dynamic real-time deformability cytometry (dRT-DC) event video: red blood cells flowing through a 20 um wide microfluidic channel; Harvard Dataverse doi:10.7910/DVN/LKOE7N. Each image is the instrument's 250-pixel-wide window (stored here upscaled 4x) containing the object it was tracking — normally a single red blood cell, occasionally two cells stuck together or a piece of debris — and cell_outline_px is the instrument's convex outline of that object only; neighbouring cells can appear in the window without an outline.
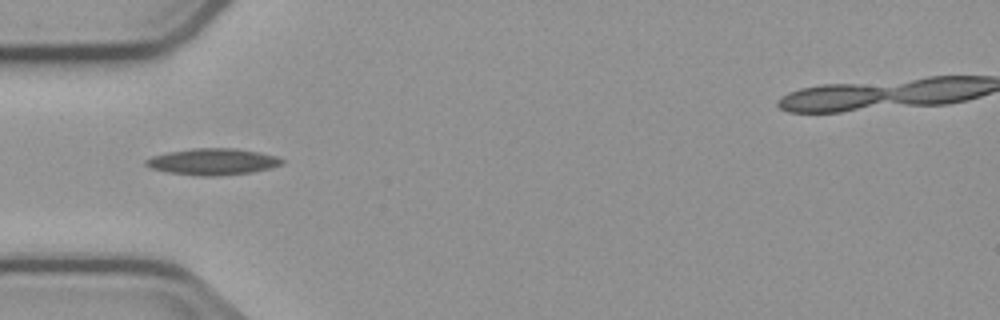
{"species": "common noctule bat (a hibernating species)", "species_latin": "Nyctalus noctula", "temperature_condition": "cold", "stored_images_in_passage": 6, "camera_frame_rate_fps": 3000, "um_per_image_px": 0.085, "animal": {"sex": "male", "body_mass_g": 23.1, "forearm_length_mm": 52.7}, "frame": {"image": 1, "passage_image": 4, "time_ms": 3.667, "image_size_px": [1000, 320], "cell_outline_px": [[284, 164], [272, 168], [252, 172], [220, 176], [200, 176], [168, 172], [152, 168], [144, 164], [144, 160], [152, 156], [168, 152], [192, 148], [236, 148], [260, 152], [276, 156], [284, 160]], "centroid_in_image_um": [18.12, 13.74], "position_along_channel_um": 66.9, "area_um2": 21.15}}
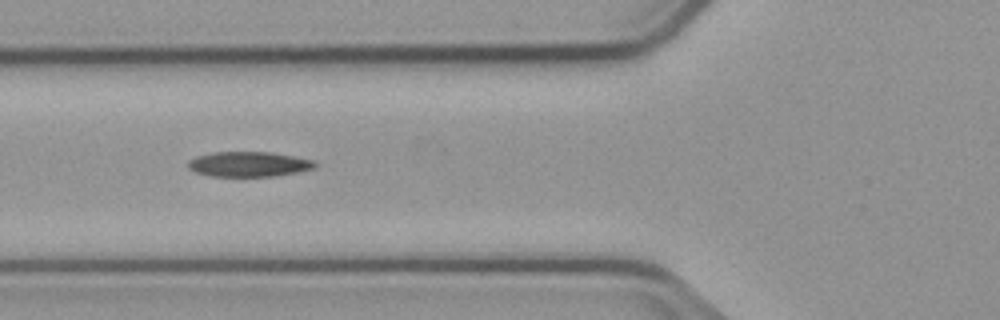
{"frame": {"image": 2, "passage_image": 5, "time_ms": 4.667, "image_size_px": [1000, 320], "cell_outline_px": [[316, 168], [300, 172], [276, 176], [208, 176], [196, 172], [188, 168], [188, 160], [196, 156], [212, 152], [272, 152], [312, 160], [316, 164]], "centroid_in_image_um": [21.13, 13.96], "position_along_channel_um": 104.7, "area_um2": 18.61}}
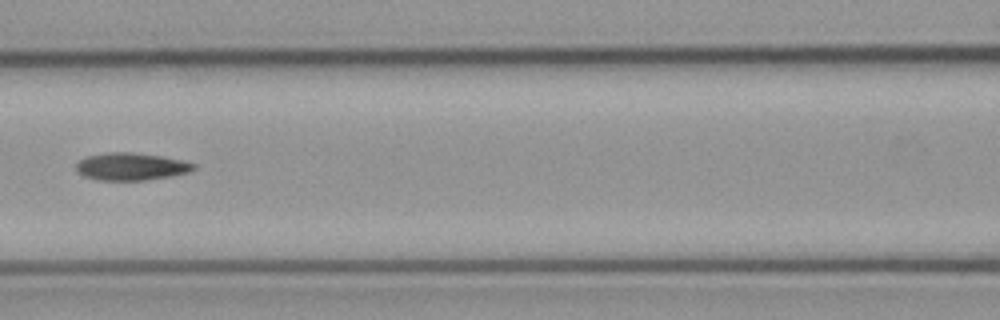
{"frame": {"image": 3, "passage_image": 6, "time_ms": 6.0, "image_size_px": [1000, 320], "cell_outline_px": [[196, 168], [192, 172], [172, 176], [144, 180], [100, 180], [84, 176], [76, 172], [76, 164], [80, 160], [88, 156], [108, 152], [132, 152], [160, 156], [180, 160], [196, 164]], "centroid_in_image_um": [11.16, 14.16], "position_along_channel_um": 155.4, "area_um2": 18.79}}